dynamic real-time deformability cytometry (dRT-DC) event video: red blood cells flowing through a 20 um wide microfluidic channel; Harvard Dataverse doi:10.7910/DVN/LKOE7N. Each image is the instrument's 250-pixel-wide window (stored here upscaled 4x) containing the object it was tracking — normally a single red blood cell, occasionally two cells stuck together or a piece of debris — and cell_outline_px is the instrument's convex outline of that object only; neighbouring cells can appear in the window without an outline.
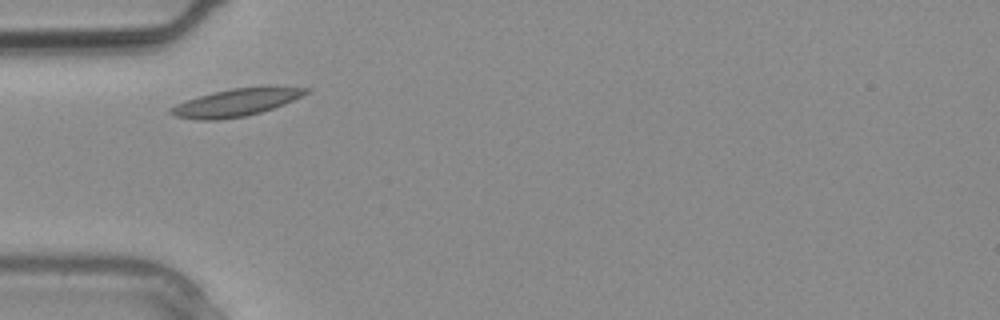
{"species": "common noctule bat (a hibernating species)", "species_latin": "Nyctalus noctula", "temperature_condition": "warm", "stored_images_in_passage": 1, "camera_frame_rate_fps": 3000, "um_per_image_px": 0.085, "animal": {"sex": "male", "body_mass_g": 20.4}, "frame": {"image": 1, "passage_image": 1, "time_ms": 0.0, "image_size_px": [1000, 320], "cell_outline_px": [[312, 92], [284, 104], [260, 112], [244, 116], [220, 120], [196, 120], [176, 116], [168, 112], [168, 108], [176, 104], [212, 92], [232, 88], [264, 84], [268, 84], [312, 88]], "centroid_in_image_um": [20.18, 8.66], "position_along_channel_um": 64.8, "area_um2": 22.37}}